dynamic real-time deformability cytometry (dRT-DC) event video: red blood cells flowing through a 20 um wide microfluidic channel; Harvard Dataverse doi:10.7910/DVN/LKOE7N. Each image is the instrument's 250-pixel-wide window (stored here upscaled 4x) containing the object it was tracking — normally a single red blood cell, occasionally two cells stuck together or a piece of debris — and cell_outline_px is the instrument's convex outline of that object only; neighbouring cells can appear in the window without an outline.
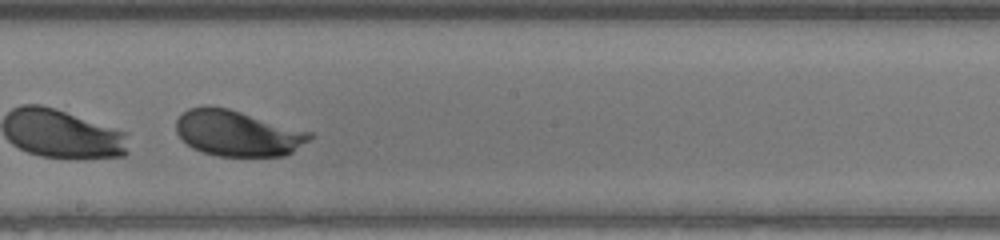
{"species": "human", "species_latin": "Homo sapiens", "temperature_condition": "warm", "stored_images_in_passage": 32, "segment_of_instrument_passage": [2, 2], "camera_frame_rate_fps": 3000, "um_per_image_px": 0.085, "donor": {"sex": "male"}, "frame": {"image": 1, "passage_image": 20, "time_ms": 6.333, "image_size_px": [1000, 240], "cell_outline_px": [[316, 136], [292, 152], [284, 156], [216, 156], [192, 148], [176, 132], [176, 120], [188, 108], [204, 104], [208, 104], [228, 108], [312, 132]], "centroid_in_image_um": [20.2, 11.31], "position_along_channel_um": 228.0, "area_um2": 35.89}}
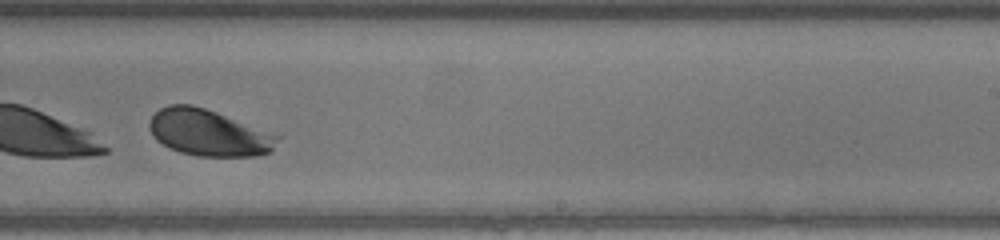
{"frame": {"image": 2, "passage_image": 23, "time_ms": 7.333, "image_size_px": [1000, 240], "cell_outline_px": [[284, 136], [272, 152], [256, 156], [196, 156], [180, 152], [168, 148], [156, 140], [148, 124], [152, 116], [160, 108], [168, 104], [192, 104], [284, 132]], "centroid_in_image_um": [17.93, 11.27], "position_along_channel_um": 271.1, "area_um2": 36.3}}
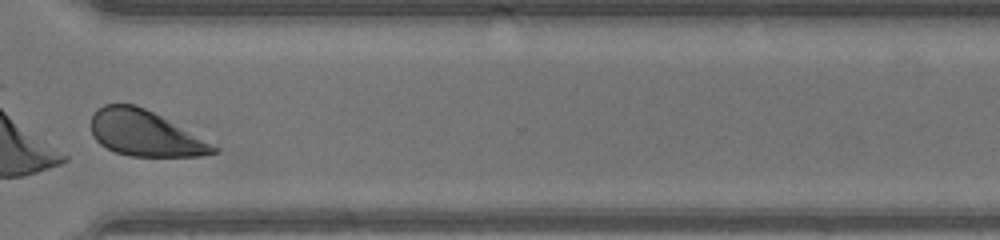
{"frame": {"image": 3, "passage_image": 29, "time_ms": 9.333, "image_size_px": [1000, 240], "cell_outline_px": [[220, 152], [204, 156], [128, 156], [116, 152], [100, 144], [92, 136], [88, 124], [96, 108], [104, 104], [136, 104], [160, 116], [220, 148]], "centroid_in_image_um": [12.26, 11.34], "position_along_channel_um": 358.3, "area_um2": 32.6}}